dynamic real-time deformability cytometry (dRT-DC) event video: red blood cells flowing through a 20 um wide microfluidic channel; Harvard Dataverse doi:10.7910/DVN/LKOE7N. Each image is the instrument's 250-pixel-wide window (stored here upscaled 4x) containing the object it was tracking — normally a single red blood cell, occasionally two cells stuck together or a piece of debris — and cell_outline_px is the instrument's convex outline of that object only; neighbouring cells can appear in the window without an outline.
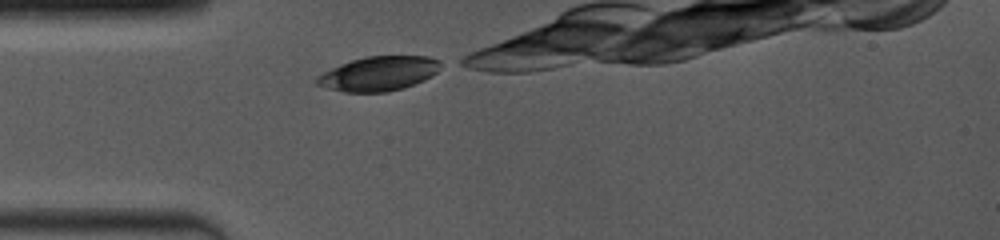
{"species": "common noctule bat (a hibernating species)", "species_latin": "Nyctalus noctula", "temperature_condition": "room temperature", "stored_images_in_passage": 11, "camera_frame_rate_fps": 4000, "um_per_image_px": 0.085, "animal": {"sex": "female", "body_mass_g": 19.0, "forearm_length_mm": 53.3}, "frame": {"image": 1, "passage_image": 1, "time_ms": 0.0, "image_size_px": [1000, 240], "cell_outline_px": [[448, 64], [432, 76], [424, 80], [404, 88], [388, 92], [344, 92], [328, 88], [316, 84], [312, 80], [316, 76], [340, 64], [352, 60], [368, 56], [428, 56], [440, 60]], "centroid_in_image_um": [32.25, 6.25], "position_along_channel_um": 52.8, "area_um2": 25.26}}
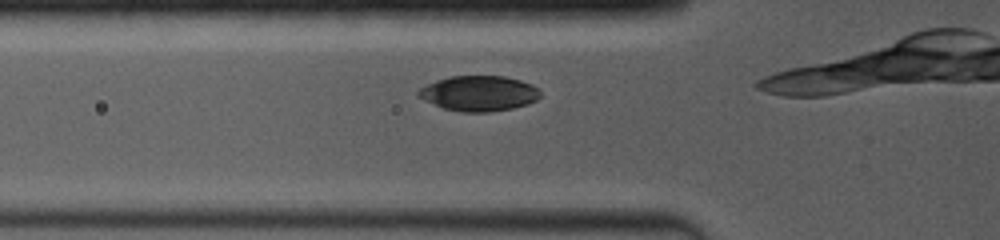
{"frame": {"image": 2, "passage_image": 6, "time_ms": 1.0, "image_size_px": [1000, 240], "cell_outline_px": [[540, 96], [536, 100], [528, 104], [512, 108], [488, 112], [460, 112], [444, 108], [424, 100], [416, 92], [420, 88], [436, 80], [448, 76], [504, 76], [520, 80], [532, 84], [540, 88]], "centroid_in_image_um": [40.73, 7.93], "position_along_channel_um": 85.1, "area_um2": 25.09}}